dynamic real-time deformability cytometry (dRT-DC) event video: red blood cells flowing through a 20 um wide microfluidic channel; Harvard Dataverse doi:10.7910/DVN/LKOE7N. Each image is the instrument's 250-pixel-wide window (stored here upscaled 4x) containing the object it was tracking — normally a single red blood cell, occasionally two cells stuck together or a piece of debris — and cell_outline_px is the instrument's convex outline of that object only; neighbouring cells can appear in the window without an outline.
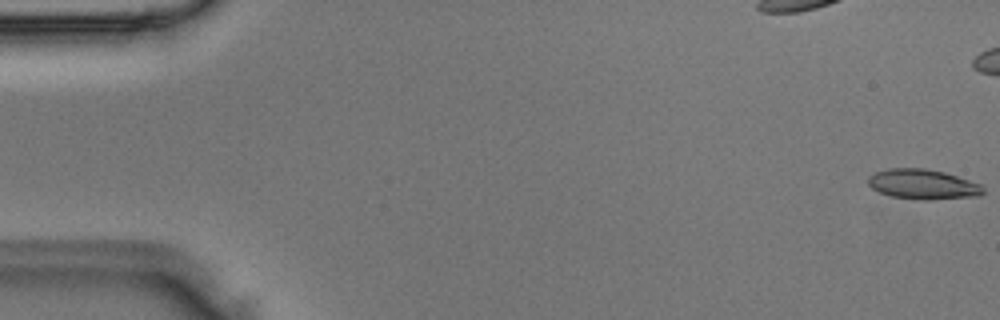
{"species": "Egyptian fruit bat (a non-hibernating species)", "species_latin": "Rousettus aegyptiacus", "temperature_condition": "room temperature", "stored_images_in_passage": 3, "camera_frame_rate_fps": 3000, "um_per_image_px": 0.085, "animal": {"sex": "male"}, "frame": {"image": 1, "passage_image": 1, "time_ms": 0.0, "image_size_px": [1000, 320], "cell_outline_px": [[984, 192], [980, 196], [928, 200], [920, 200], [892, 196], [880, 192], [872, 188], [868, 184], [868, 176], [876, 172], [888, 168], [924, 168], [944, 172], [980, 184], [984, 188]], "centroid_in_image_um": [78.44, 15.67], "position_along_channel_um": 6.6, "area_um2": 20.06}}